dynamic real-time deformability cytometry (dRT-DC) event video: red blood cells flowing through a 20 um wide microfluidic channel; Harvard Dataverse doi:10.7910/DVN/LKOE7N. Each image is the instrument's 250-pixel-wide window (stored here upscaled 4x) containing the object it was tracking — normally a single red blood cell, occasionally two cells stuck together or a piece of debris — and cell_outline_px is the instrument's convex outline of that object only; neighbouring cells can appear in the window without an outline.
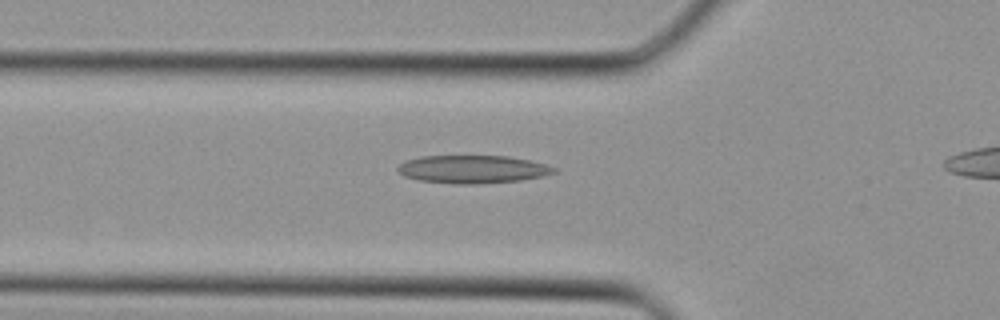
{"species": "Egyptian fruit bat (a non-hibernating species)", "species_latin": "Rousettus aegyptiacus", "temperature_condition": "cold", "stored_images_in_passage": 24, "camera_frame_rate_fps": 3000, "um_per_image_px": 0.085, "animal": {"sex": "female"}, "frame": {"image": 1, "passage_image": 7, "time_ms": 2.0, "image_size_px": [1000, 320], "cell_outline_px": [[556, 172], [544, 176], [520, 180], [480, 184], [452, 184], [416, 180], [404, 176], [396, 168], [400, 164], [408, 160], [420, 156], [508, 156], [528, 160], [544, 164], [556, 168]], "centroid_in_image_um": [40.16, 14.39], "position_along_channel_um": 85.6, "area_um2": 25.49}}
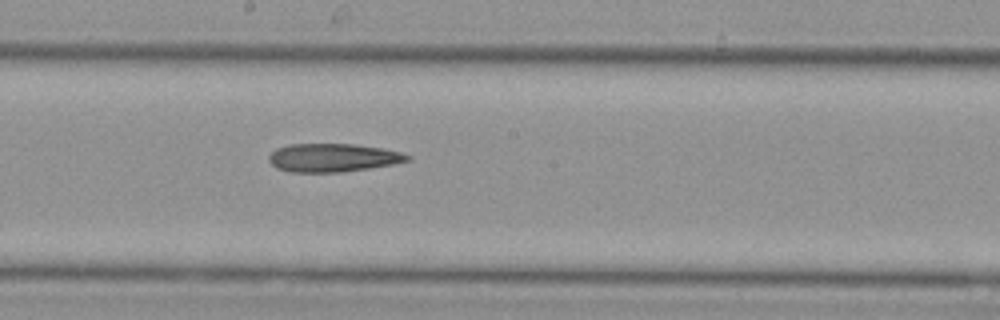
{"frame": {"image": 2, "passage_image": 14, "time_ms": 4.333, "image_size_px": [1000, 320], "cell_outline_px": [[412, 160], [392, 164], [368, 168], [340, 172], [288, 172], [276, 168], [268, 160], [268, 156], [276, 148], [288, 144], [352, 144], [384, 148], [400, 152], [412, 156]], "centroid_in_image_um": [28.28, 13.4], "position_along_channel_um": 219.9, "area_um2": 22.95}}
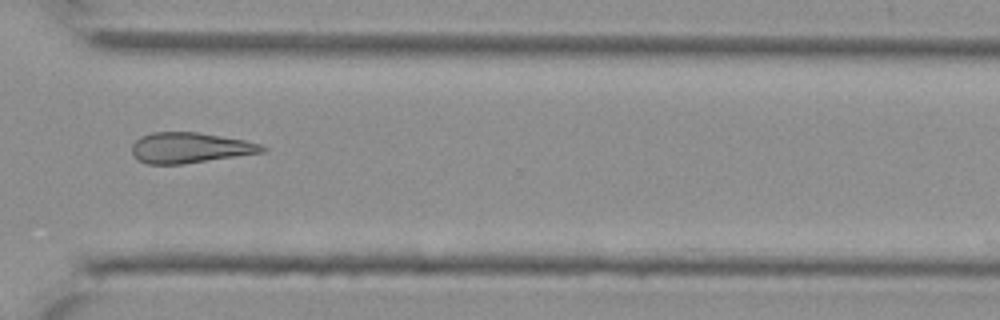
{"frame": {"image": 3, "passage_image": 21, "time_ms": 6.667, "image_size_px": [1000, 320], "cell_outline_px": [[268, 148], [264, 152], [184, 164], [148, 164], [140, 160], [132, 152], [132, 144], [140, 136], [152, 132], [196, 132], [244, 140], [260, 144]], "centroid_in_image_um": [16.14, 12.56], "position_along_channel_um": 354.5, "area_um2": 23.0}}